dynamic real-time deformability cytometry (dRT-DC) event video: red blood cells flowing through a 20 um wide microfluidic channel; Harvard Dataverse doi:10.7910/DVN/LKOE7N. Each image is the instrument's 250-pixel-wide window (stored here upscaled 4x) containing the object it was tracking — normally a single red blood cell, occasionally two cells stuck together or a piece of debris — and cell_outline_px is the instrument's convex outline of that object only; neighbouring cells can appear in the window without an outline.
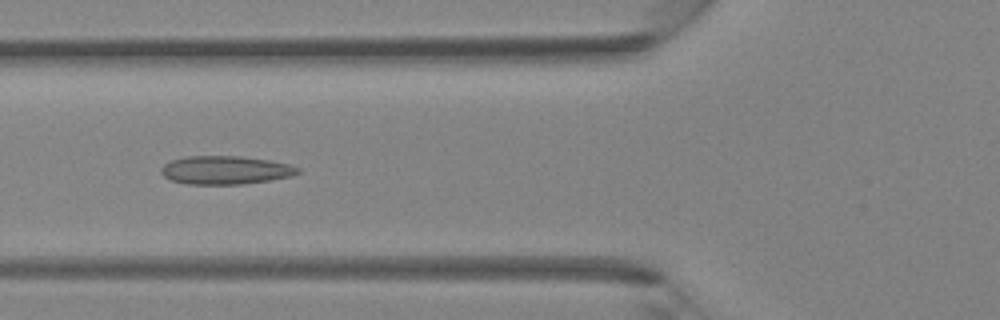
{"species": "Egyptian fruit bat (a non-hibernating species)", "species_latin": "Rousettus aegyptiacus", "temperature_condition": "room temperature", "stored_images_in_passage": 44, "camera_frame_rate_fps": 3000, "um_per_image_px": 0.085, "animal": {"sex": "female"}, "frame": {"image": 1, "passage_image": 17, "time_ms": 5.333, "image_size_px": [1000, 320], "cell_outline_px": [[300, 172], [292, 176], [244, 184], [188, 184], [168, 180], [160, 172], [160, 168], [164, 164], [172, 160], [184, 156], [240, 156], [268, 160], [288, 164], [300, 168]], "centroid_in_image_um": [19.12, 14.46], "position_along_channel_um": 106.7, "area_um2": 22.66}}
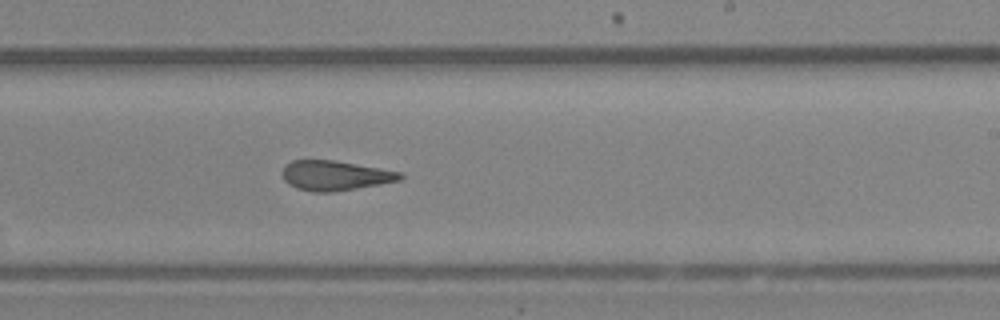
{"frame": {"image": 2, "passage_image": 27, "time_ms": 8.667, "image_size_px": [1000, 320], "cell_outline_px": [[404, 176], [400, 180], [380, 184], [332, 192], [312, 192], [296, 188], [288, 184], [284, 180], [280, 172], [284, 164], [292, 160], [336, 160], [404, 172]], "centroid_in_image_um": [28.46, 14.91], "position_along_channel_um": 260.5, "area_um2": 20.81}}
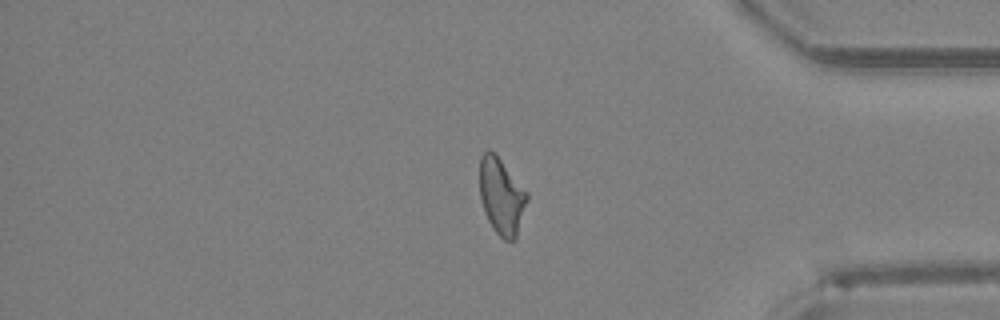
{"frame": {"image": 3, "passage_image": 37, "time_ms": 12.0, "image_size_px": [1000, 320], "cell_outline_px": [[528, 200], [516, 240], [504, 240], [492, 228], [484, 212], [480, 200], [480, 156], [488, 148], [496, 152], [528, 192]], "centroid_in_image_um": [42.63, 16.65], "position_along_channel_um": 392.6, "area_um2": 21.62}}